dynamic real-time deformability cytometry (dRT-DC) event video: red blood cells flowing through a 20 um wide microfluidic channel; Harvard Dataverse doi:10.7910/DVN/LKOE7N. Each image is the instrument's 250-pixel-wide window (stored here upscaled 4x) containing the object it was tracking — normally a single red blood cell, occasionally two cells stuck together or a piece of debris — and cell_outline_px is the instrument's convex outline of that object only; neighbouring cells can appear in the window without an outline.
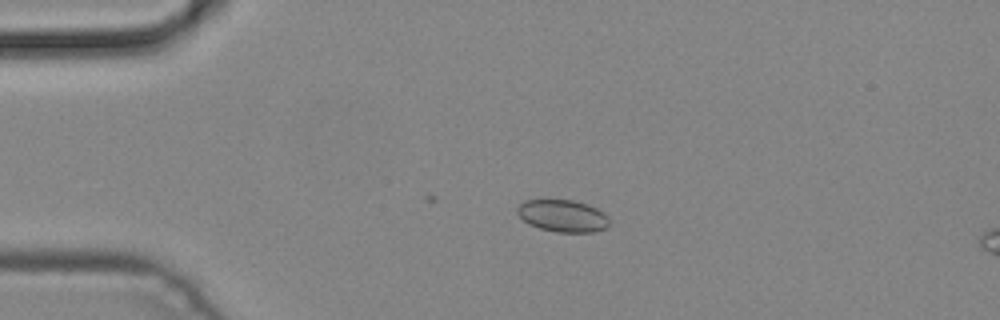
{"species": "common noctule bat (a hibernating species)", "species_latin": "Nyctalus noctula", "temperature_condition": "cold", "stored_images_in_passage": 9, "camera_frame_rate_fps": 3000, "um_per_image_px": 0.085, "animal": {"sex": "male", "body_mass_g": 19.2, "forearm_length_mm": 51.8}, "frame": {"image": 1, "passage_image": 3, "time_ms": 0.667, "image_size_px": [1000, 320], "cell_outline_px": [[608, 224], [604, 228], [596, 232], [556, 232], [540, 228], [528, 224], [516, 212], [516, 208], [524, 200], [572, 200], [588, 204], [604, 212], [608, 216]], "centroid_in_image_um": [47.82, 18.34], "position_along_channel_um": 37.2, "area_um2": 17.22}}
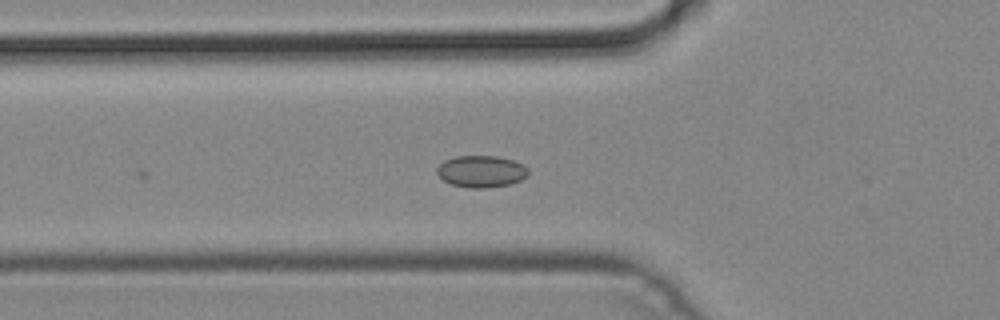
{"frame": {"image": 2, "passage_image": 9, "time_ms": 2.667, "image_size_px": [1000, 320], "cell_outline_px": [[528, 176], [520, 180], [508, 184], [480, 188], [468, 188], [452, 184], [444, 180], [436, 172], [436, 168], [444, 160], [456, 156], [496, 156], [512, 160], [524, 164], [528, 168]], "centroid_in_image_um": [40.9, 14.56], "position_along_channel_um": 84.9, "area_um2": 16.82}}